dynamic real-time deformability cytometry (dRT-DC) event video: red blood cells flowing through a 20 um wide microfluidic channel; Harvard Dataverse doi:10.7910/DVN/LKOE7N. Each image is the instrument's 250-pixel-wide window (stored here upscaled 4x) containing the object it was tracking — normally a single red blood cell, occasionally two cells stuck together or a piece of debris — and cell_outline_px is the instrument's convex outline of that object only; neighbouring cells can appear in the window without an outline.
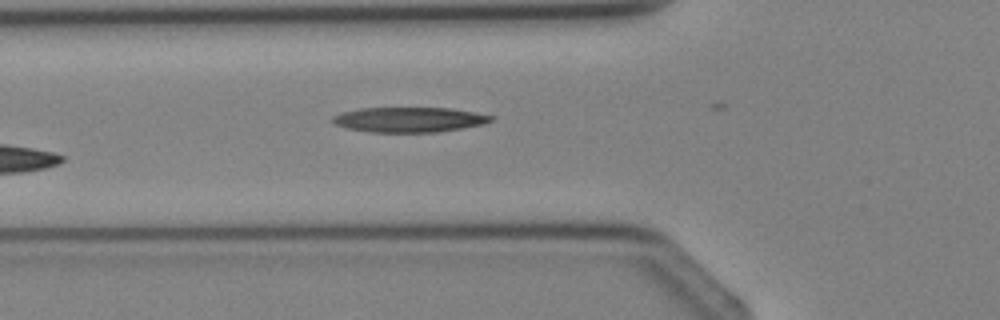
{"species": "Egyptian fruit bat (a non-hibernating species)", "species_latin": "Rousettus aegyptiacus", "temperature_condition": "cold", "stored_images_in_passage": 4, "camera_frame_rate_fps": 3000, "um_per_image_px": 0.085, "animal": {"sex": "female"}, "frame": {"image": 1, "passage_image": 4, "time_ms": 3.667, "image_size_px": [1000, 320], "cell_outline_px": [[496, 116], [492, 120], [480, 124], [460, 128], [436, 132], [368, 132], [348, 128], [336, 124], [332, 120], [332, 116], [340, 112], [360, 108], [452, 108]], "centroid_in_image_um": [34.75, 10.16], "position_along_channel_um": 91.0, "area_um2": 22.95}}